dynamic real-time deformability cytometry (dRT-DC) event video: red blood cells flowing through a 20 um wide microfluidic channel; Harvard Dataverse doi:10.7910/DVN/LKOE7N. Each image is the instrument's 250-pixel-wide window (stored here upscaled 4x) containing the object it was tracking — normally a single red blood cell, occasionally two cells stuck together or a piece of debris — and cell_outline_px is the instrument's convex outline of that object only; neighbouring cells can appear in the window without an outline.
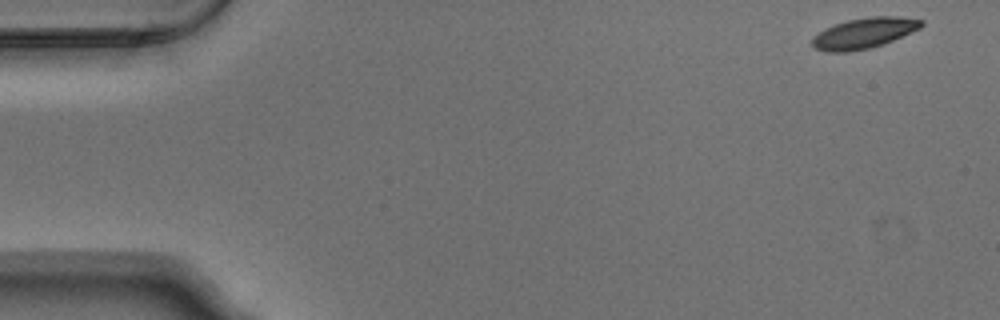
{"species": "Egyptian fruit bat (a non-hibernating species)", "species_latin": "Rousettus aegyptiacus", "temperature_condition": "warm", "stored_images_in_passage": 49, "camera_frame_rate_fps": 3000, "um_per_image_px": 0.085, "animal": {"sex": "male"}, "frame": {"image": 1, "passage_image": 1, "time_ms": 0.0, "image_size_px": [1000, 320], "cell_outline_px": [[924, 24], [920, 28], [884, 44], [868, 48], [848, 52], [824, 52], [812, 48], [812, 36], [824, 28], [848, 20], [872, 16], [900, 16], [924, 20]], "centroid_in_image_um": [73.41, 2.82], "position_along_channel_um": 11.6, "area_um2": 19.59}}
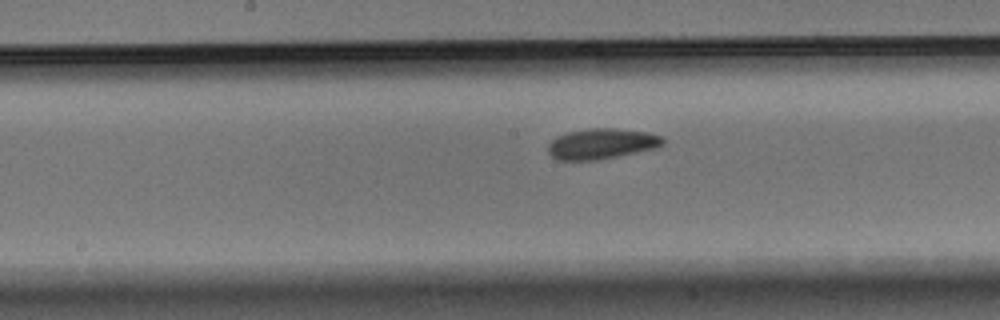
{"frame": {"image": 2, "passage_image": 26, "time_ms": 8.333, "image_size_px": [1000, 320], "cell_outline_px": [[664, 144], [652, 148], [636, 152], [596, 160], [556, 160], [548, 152], [548, 144], [556, 136], [568, 132], [588, 128], [616, 128], [648, 132], [660, 136], [664, 140]], "centroid_in_image_um": [51.09, 12.21], "position_along_channel_um": 197.1, "area_um2": 20.29}}
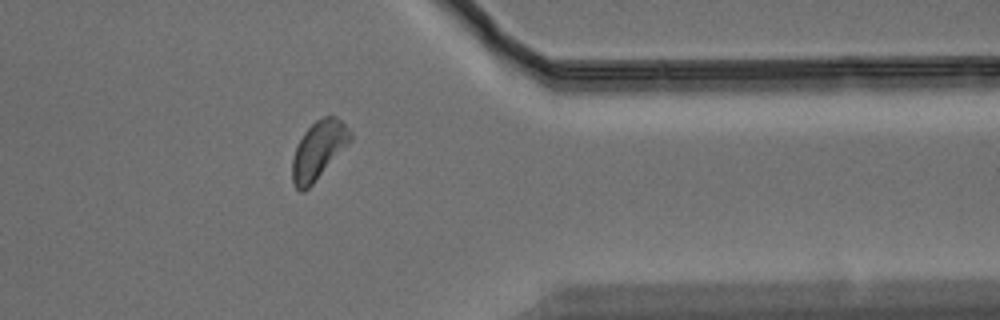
{"frame": {"image": 3, "passage_image": 42, "time_ms": 13.667, "image_size_px": [1000, 320], "cell_outline_px": [[352, 140], [312, 184], [304, 192], [300, 192], [296, 188], [292, 180], [292, 160], [296, 144], [304, 132], [316, 120], [324, 116], [336, 116], [352, 132]], "centroid_in_image_um": [27.06, 12.75], "position_along_channel_um": 384.3, "area_um2": 19.54}}